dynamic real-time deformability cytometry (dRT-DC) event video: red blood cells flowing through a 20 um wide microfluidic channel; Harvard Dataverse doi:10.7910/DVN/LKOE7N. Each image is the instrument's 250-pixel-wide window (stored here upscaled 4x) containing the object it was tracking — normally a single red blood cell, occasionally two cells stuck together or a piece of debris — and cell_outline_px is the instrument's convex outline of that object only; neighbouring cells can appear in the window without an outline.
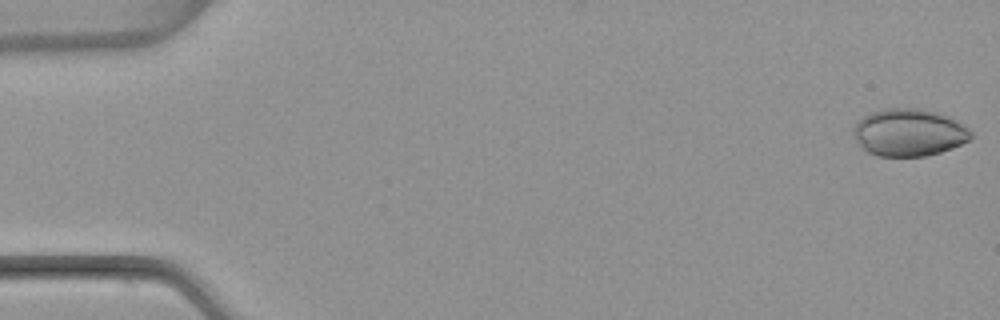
{"species": "common noctule bat (a hibernating species)", "species_latin": "Nyctalus noctula", "temperature_condition": "warm", "stored_images_in_passage": 4, "camera_frame_rate_fps": 3000, "um_per_image_px": 0.085, "animal": {"sex": "female", "body_mass_g": 22.7, "forearm_length_mm": 54.2}, "frame": {"image": 1, "passage_image": 1, "time_ms": 0.0, "image_size_px": [1000, 320], "cell_outline_px": [[972, 136], [968, 140], [952, 148], [940, 152], [924, 156], [876, 156], [868, 152], [856, 140], [852, 132], [852, 128], [856, 120], [872, 112], [888, 108], [924, 108], [948, 116], [964, 124], [972, 132]], "centroid_in_image_um": [77.25, 11.25], "position_along_channel_um": 7.8, "area_um2": 32.54}}
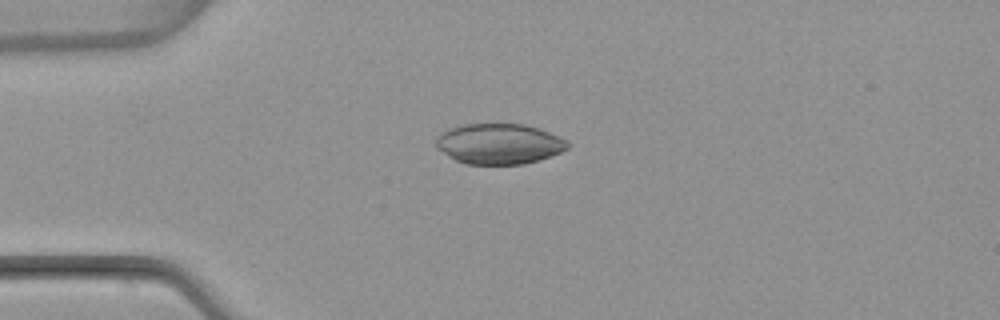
{"frame": {"image": 2, "passage_image": 4, "time_ms": 4.0, "image_size_px": [1000, 320], "cell_outline_px": [[572, 144], [568, 148], [552, 156], [540, 160], [524, 164], [464, 164], [448, 156], [436, 148], [436, 136], [440, 132], [448, 128], [460, 124], [524, 124], [540, 128], [568, 140]], "centroid_in_image_um": [42.43, 12.22], "position_along_channel_um": 42.6, "area_um2": 31.56}}